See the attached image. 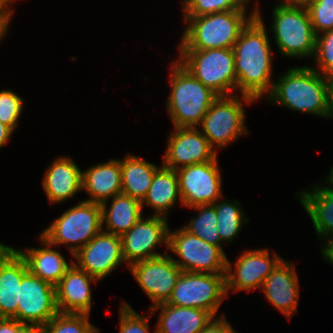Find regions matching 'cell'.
Segmentation results:
<instances>
[{
    "label": "cell",
    "instance_id": "obj_1",
    "mask_svg": "<svg viewBox=\"0 0 333 333\" xmlns=\"http://www.w3.org/2000/svg\"><path fill=\"white\" fill-rule=\"evenodd\" d=\"M256 5L255 16L242 29L233 47L237 88L241 95L255 101L268 95L273 87L271 41Z\"/></svg>",
    "mask_w": 333,
    "mask_h": 333
},
{
    "label": "cell",
    "instance_id": "obj_2",
    "mask_svg": "<svg viewBox=\"0 0 333 333\" xmlns=\"http://www.w3.org/2000/svg\"><path fill=\"white\" fill-rule=\"evenodd\" d=\"M266 97L270 103L294 111L325 118L329 115L326 76L310 66L289 68L273 82Z\"/></svg>",
    "mask_w": 333,
    "mask_h": 333
},
{
    "label": "cell",
    "instance_id": "obj_3",
    "mask_svg": "<svg viewBox=\"0 0 333 333\" xmlns=\"http://www.w3.org/2000/svg\"><path fill=\"white\" fill-rule=\"evenodd\" d=\"M246 10H232L198 17H184L188 23L179 50H208L232 48L242 29L255 16V9L247 18Z\"/></svg>",
    "mask_w": 333,
    "mask_h": 333
},
{
    "label": "cell",
    "instance_id": "obj_4",
    "mask_svg": "<svg viewBox=\"0 0 333 333\" xmlns=\"http://www.w3.org/2000/svg\"><path fill=\"white\" fill-rule=\"evenodd\" d=\"M171 93L167 97V111L172 125L198 127L218 95L196 79L179 61L172 64Z\"/></svg>",
    "mask_w": 333,
    "mask_h": 333
},
{
    "label": "cell",
    "instance_id": "obj_5",
    "mask_svg": "<svg viewBox=\"0 0 333 333\" xmlns=\"http://www.w3.org/2000/svg\"><path fill=\"white\" fill-rule=\"evenodd\" d=\"M272 31L278 50L286 57H314L316 37L306 5L277 4Z\"/></svg>",
    "mask_w": 333,
    "mask_h": 333
},
{
    "label": "cell",
    "instance_id": "obj_6",
    "mask_svg": "<svg viewBox=\"0 0 333 333\" xmlns=\"http://www.w3.org/2000/svg\"><path fill=\"white\" fill-rule=\"evenodd\" d=\"M102 227L101 205L83 200L62 213L40 235L53 246L67 244L70 254L74 255L101 232Z\"/></svg>",
    "mask_w": 333,
    "mask_h": 333
},
{
    "label": "cell",
    "instance_id": "obj_7",
    "mask_svg": "<svg viewBox=\"0 0 333 333\" xmlns=\"http://www.w3.org/2000/svg\"><path fill=\"white\" fill-rule=\"evenodd\" d=\"M177 59L196 79L218 96L234 95L237 78L232 48L179 50Z\"/></svg>",
    "mask_w": 333,
    "mask_h": 333
},
{
    "label": "cell",
    "instance_id": "obj_8",
    "mask_svg": "<svg viewBox=\"0 0 333 333\" xmlns=\"http://www.w3.org/2000/svg\"><path fill=\"white\" fill-rule=\"evenodd\" d=\"M241 96L243 102L237 95L218 96L198 125L213 148H224L239 136L249 133L244 124L246 111L243 103L250 104L255 100Z\"/></svg>",
    "mask_w": 333,
    "mask_h": 333
},
{
    "label": "cell",
    "instance_id": "obj_9",
    "mask_svg": "<svg viewBox=\"0 0 333 333\" xmlns=\"http://www.w3.org/2000/svg\"><path fill=\"white\" fill-rule=\"evenodd\" d=\"M180 260L173 259L184 272L225 274L227 257L220 247L190 234L183 227L168 232V247Z\"/></svg>",
    "mask_w": 333,
    "mask_h": 333
},
{
    "label": "cell",
    "instance_id": "obj_10",
    "mask_svg": "<svg viewBox=\"0 0 333 333\" xmlns=\"http://www.w3.org/2000/svg\"><path fill=\"white\" fill-rule=\"evenodd\" d=\"M226 296L225 274L182 271L166 303L203 309L215 317Z\"/></svg>",
    "mask_w": 333,
    "mask_h": 333
},
{
    "label": "cell",
    "instance_id": "obj_11",
    "mask_svg": "<svg viewBox=\"0 0 333 333\" xmlns=\"http://www.w3.org/2000/svg\"><path fill=\"white\" fill-rule=\"evenodd\" d=\"M176 173L183 206L191 209L214 204L222 197V178L217 159L177 169Z\"/></svg>",
    "mask_w": 333,
    "mask_h": 333
},
{
    "label": "cell",
    "instance_id": "obj_12",
    "mask_svg": "<svg viewBox=\"0 0 333 333\" xmlns=\"http://www.w3.org/2000/svg\"><path fill=\"white\" fill-rule=\"evenodd\" d=\"M58 313L55 286L28 271L19 286L17 320L42 327Z\"/></svg>",
    "mask_w": 333,
    "mask_h": 333
},
{
    "label": "cell",
    "instance_id": "obj_13",
    "mask_svg": "<svg viewBox=\"0 0 333 333\" xmlns=\"http://www.w3.org/2000/svg\"><path fill=\"white\" fill-rule=\"evenodd\" d=\"M167 217L150 215L147 219L141 217L127 232L122 234V253L127 267L133 263L161 256L155 252L158 244L168 247V221Z\"/></svg>",
    "mask_w": 333,
    "mask_h": 333
},
{
    "label": "cell",
    "instance_id": "obj_14",
    "mask_svg": "<svg viewBox=\"0 0 333 333\" xmlns=\"http://www.w3.org/2000/svg\"><path fill=\"white\" fill-rule=\"evenodd\" d=\"M171 254L133 263L128 268L155 306L170 298L182 270L175 264Z\"/></svg>",
    "mask_w": 333,
    "mask_h": 333
},
{
    "label": "cell",
    "instance_id": "obj_15",
    "mask_svg": "<svg viewBox=\"0 0 333 333\" xmlns=\"http://www.w3.org/2000/svg\"><path fill=\"white\" fill-rule=\"evenodd\" d=\"M168 137L163 166L177 170L193 164L217 159V150L210 145L198 127L174 128Z\"/></svg>",
    "mask_w": 333,
    "mask_h": 333
},
{
    "label": "cell",
    "instance_id": "obj_16",
    "mask_svg": "<svg viewBox=\"0 0 333 333\" xmlns=\"http://www.w3.org/2000/svg\"><path fill=\"white\" fill-rule=\"evenodd\" d=\"M283 259L274 254L271 258L269 249H256L244 251L235 263L233 270L227 259L225 282L226 292L246 291L261 288L268 275L277 267Z\"/></svg>",
    "mask_w": 333,
    "mask_h": 333
},
{
    "label": "cell",
    "instance_id": "obj_17",
    "mask_svg": "<svg viewBox=\"0 0 333 333\" xmlns=\"http://www.w3.org/2000/svg\"><path fill=\"white\" fill-rule=\"evenodd\" d=\"M73 263L98 280L104 279L116 267L124 263L121 237L116 234L99 232L74 255Z\"/></svg>",
    "mask_w": 333,
    "mask_h": 333
},
{
    "label": "cell",
    "instance_id": "obj_18",
    "mask_svg": "<svg viewBox=\"0 0 333 333\" xmlns=\"http://www.w3.org/2000/svg\"><path fill=\"white\" fill-rule=\"evenodd\" d=\"M27 272L26 261L19 252L0 243V318L17 320L19 286Z\"/></svg>",
    "mask_w": 333,
    "mask_h": 333
},
{
    "label": "cell",
    "instance_id": "obj_19",
    "mask_svg": "<svg viewBox=\"0 0 333 333\" xmlns=\"http://www.w3.org/2000/svg\"><path fill=\"white\" fill-rule=\"evenodd\" d=\"M98 281L74 263L55 285L56 304L61 313L90 314L91 289L90 283Z\"/></svg>",
    "mask_w": 333,
    "mask_h": 333
},
{
    "label": "cell",
    "instance_id": "obj_20",
    "mask_svg": "<svg viewBox=\"0 0 333 333\" xmlns=\"http://www.w3.org/2000/svg\"><path fill=\"white\" fill-rule=\"evenodd\" d=\"M293 262L282 260L261 287L266 299L287 319L297 310L299 285Z\"/></svg>",
    "mask_w": 333,
    "mask_h": 333
},
{
    "label": "cell",
    "instance_id": "obj_21",
    "mask_svg": "<svg viewBox=\"0 0 333 333\" xmlns=\"http://www.w3.org/2000/svg\"><path fill=\"white\" fill-rule=\"evenodd\" d=\"M42 186L51 203H63L82 190V171L72 158L58 157L47 167Z\"/></svg>",
    "mask_w": 333,
    "mask_h": 333
},
{
    "label": "cell",
    "instance_id": "obj_22",
    "mask_svg": "<svg viewBox=\"0 0 333 333\" xmlns=\"http://www.w3.org/2000/svg\"><path fill=\"white\" fill-rule=\"evenodd\" d=\"M160 309L156 333H200L214 316L203 309L161 303L149 308L150 315Z\"/></svg>",
    "mask_w": 333,
    "mask_h": 333
},
{
    "label": "cell",
    "instance_id": "obj_23",
    "mask_svg": "<svg viewBox=\"0 0 333 333\" xmlns=\"http://www.w3.org/2000/svg\"><path fill=\"white\" fill-rule=\"evenodd\" d=\"M82 190L89 195V199L85 201L100 205L121 194V160L110 159L82 171Z\"/></svg>",
    "mask_w": 333,
    "mask_h": 333
},
{
    "label": "cell",
    "instance_id": "obj_24",
    "mask_svg": "<svg viewBox=\"0 0 333 333\" xmlns=\"http://www.w3.org/2000/svg\"><path fill=\"white\" fill-rule=\"evenodd\" d=\"M41 248L16 249L26 261L28 271L52 285H56L65 275L67 269L72 265L65 260L60 251L51 249L53 246L40 235Z\"/></svg>",
    "mask_w": 333,
    "mask_h": 333
},
{
    "label": "cell",
    "instance_id": "obj_25",
    "mask_svg": "<svg viewBox=\"0 0 333 333\" xmlns=\"http://www.w3.org/2000/svg\"><path fill=\"white\" fill-rule=\"evenodd\" d=\"M317 186L313 191L300 193V204L310 216L320 240L333 236V185ZM331 235V236H330Z\"/></svg>",
    "mask_w": 333,
    "mask_h": 333
},
{
    "label": "cell",
    "instance_id": "obj_26",
    "mask_svg": "<svg viewBox=\"0 0 333 333\" xmlns=\"http://www.w3.org/2000/svg\"><path fill=\"white\" fill-rule=\"evenodd\" d=\"M102 230L121 236L129 231L142 217L141 201L126 194L114 196L110 207L107 209V201L101 204ZM106 222V223H105Z\"/></svg>",
    "mask_w": 333,
    "mask_h": 333
},
{
    "label": "cell",
    "instance_id": "obj_27",
    "mask_svg": "<svg viewBox=\"0 0 333 333\" xmlns=\"http://www.w3.org/2000/svg\"><path fill=\"white\" fill-rule=\"evenodd\" d=\"M177 198L182 204L176 170L162 165L156 171L148 193L141 202L142 208L144 205L150 206L155 210L154 215L167 217L166 213L175 205Z\"/></svg>",
    "mask_w": 333,
    "mask_h": 333
},
{
    "label": "cell",
    "instance_id": "obj_28",
    "mask_svg": "<svg viewBox=\"0 0 333 333\" xmlns=\"http://www.w3.org/2000/svg\"><path fill=\"white\" fill-rule=\"evenodd\" d=\"M160 167L128 154L121 160L122 193L143 201Z\"/></svg>",
    "mask_w": 333,
    "mask_h": 333
},
{
    "label": "cell",
    "instance_id": "obj_29",
    "mask_svg": "<svg viewBox=\"0 0 333 333\" xmlns=\"http://www.w3.org/2000/svg\"><path fill=\"white\" fill-rule=\"evenodd\" d=\"M221 201V202H220ZM217 216V229L222 243L231 242L237 237L242 224L249 221L241 210V203L218 199L214 204Z\"/></svg>",
    "mask_w": 333,
    "mask_h": 333
},
{
    "label": "cell",
    "instance_id": "obj_30",
    "mask_svg": "<svg viewBox=\"0 0 333 333\" xmlns=\"http://www.w3.org/2000/svg\"><path fill=\"white\" fill-rule=\"evenodd\" d=\"M192 209H196L199 214L190 220L188 225L183 226V228L190 234L223 250L221 247L223 243L217 229L215 206L213 204H206L192 207Z\"/></svg>",
    "mask_w": 333,
    "mask_h": 333
},
{
    "label": "cell",
    "instance_id": "obj_31",
    "mask_svg": "<svg viewBox=\"0 0 333 333\" xmlns=\"http://www.w3.org/2000/svg\"><path fill=\"white\" fill-rule=\"evenodd\" d=\"M42 333H99L88 314L61 313L42 326Z\"/></svg>",
    "mask_w": 333,
    "mask_h": 333
},
{
    "label": "cell",
    "instance_id": "obj_32",
    "mask_svg": "<svg viewBox=\"0 0 333 333\" xmlns=\"http://www.w3.org/2000/svg\"><path fill=\"white\" fill-rule=\"evenodd\" d=\"M251 0H183V17H198L202 15L246 10Z\"/></svg>",
    "mask_w": 333,
    "mask_h": 333
},
{
    "label": "cell",
    "instance_id": "obj_33",
    "mask_svg": "<svg viewBox=\"0 0 333 333\" xmlns=\"http://www.w3.org/2000/svg\"><path fill=\"white\" fill-rule=\"evenodd\" d=\"M306 7L316 35L333 29V0H311Z\"/></svg>",
    "mask_w": 333,
    "mask_h": 333
},
{
    "label": "cell",
    "instance_id": "obj_34",
    "mask_svg": "<svg viewBox=\"0 0 333 333\" xmlns=\"http://www.w3.org/2000/svg\"><path fill=\"white\" fill-rule=\"evenodd\" d=\"M23 98L11 90H0V122L13 130L19 124L23 109Z\"/></svg>",
    "mask_w": 333,
    "mask_h": 333
},
{
    "label": "cell",
    "instance_id": "obj_35",
    "mask_svg": "<svg viewBox=\"0 0 333 333\" xmlns=\"http://www.w3.org/2000/svg\"><path fill=\"white\" fill-rule=\"evenodd\" d=\"M314 58L317 72L325 76L333 74V29L317 35Z\"/></svg>",
    "mask_w": 333,
    "mask_h": 333
},
{
    "label": "cell",
    "instance_id": "obj_36",
    "mask_svg": "<svg viewBox=\"0 0 333 333\" xmlns=\"http://www.w3.org/2000/svg\"><path fill=\"white\" fill-rule=\"evenodd\" d=\"M119 311V333H150L148 315L146 317L139 315L124 301ZM154 333H156V330H154Z\"/></svg>",
    "mask_w": 333,
    "mask_h": 333
},
{
    "label": "cell",
    "instance_id": "obj_37",
    "mask_svg": "<svg viewBox=\"0 0 333 333\" xmlns=\"http://www.w3.org/2000/svg\"><path fill=\"white\" fill-rule=\"evenodd\" d=\"M220 318L212 319L211 322L200 333H238L230 323L226 320V316L221 315Z\"/></svg>",
    "mask_w": 333,
    "mask_h": 333
},
{
    "label": "cell",
    "instance_id": "obj_38",
    "mask_svg": "<svg viewBox=\"0 0 333 333\" xmlns=\"http://www.w3.org/2000/svg\"><path fill=\"white\" fill-rule=\"evenodd\" d=\"M22 325L14 318H0V333H16Z\"/></svg>",
    "mask_w": 333,
    "mask_h": 333
},
{
    "label": "cell",
    "instance_id": "obj_39",
    "mask_svg": "<svg viewBox=\"0 0 333 333\" xmlns=\"http://www.w3.org/2000/svg\"><path fill=\"white\" fill-rule=\"evenodd\" d=\"M329 118H333V74L326 76Z\"/></svg>",
    "mask_w": 333,
    "mask_h": 333
},
{
    "label": "cell",
    "instance_id": "obj_40",
    "mask_svg": "<svg viewBox=\"0 0 333 333\" xmlns=\"http://www.w3.org/2000/svg\"><path fill=\"white\" fill-rule=\"evenodd\" d=\"M14 130L4 123L0 122V149L8 143Z\"/></svg>",
    "mask_w": 333,
    "mask_h": 333
},
{
    "label": "cell",
    "instance_id": "obj_41",
    "mask_svg": "<svg viewBox=\"0 0 333 333\" xmlns=\"http://www.w3.org/2000/svg\"><path fill=\"white\" fill-rule=\"evenodd\" d=\"M324 248L321 249L324 260H328L333 265V236L326 239Z\"/></svg>",
    "mask_w": 333,
    "mask_h": 333
},
{
    "label": "cell",
    "instance_id": "obj_42",
    "mask_svg": "<svg viewBox=\"0 0 333 333\" xmlns=\"http://www.w3.org/2000/svg\"><path fill=\"white\" fill-rule=\"evenodd\" d=\"M16 333H42V327L35 324H23Z\"/></svg>",
    "mask_w": 333,
    "mask_h": 333
},
{
    "label": "cell",
    "instance_id": "obj_43",
    "mask_svg": "<svg viewBox=\"0 0 333 333\" xmlns=\"http://www.w3.org/2000/svg\"><path fill=\"white\" fill-rule=\"evenodd\" d=\"M11 18L12 17H0V40H2L6 34Z\"/></svg>",
    "mask_w": 333,
    "mask_h": 333
},
{
    "label": "cell",
    "instance_id": "obj_44",
    "mask_svg": "<svg viewBox=\"0 0 333 333\" xmlns=\"http://www.w3.org/2000/svg\"><path fill=\"white\" fill-rule=\"evenodd\" d=\"M13 11L3 0H0V17H12Z\"/></svg>",
    "mask_w": 333,
    "mask_h": 333
},
{
    "label": "cell",
    "instance_id": "obj_45",
    "mask_svg": "<svg viewBox=\"0 0 333 333\" xmlns=\"http://www.w3.org/2000/svg\"><path fill=\"white\" fill-rule=\"evenodd\" d=\"M311 0H283V2H279V4L283 5H306Z\"/></svg>",
    "mask_w": 333,
    "mask_h": 333
},
{
    "label": "cell",
    "instance_id": "obj_46",
    "mask_svg": "<svg viewBox=\"0 0 333 333\" xmlns=\"http://www.w3.org/2000/svg\"><path fill=\"white\" fill-rule=\"evenodd\" d=\"M326 181H327L326 183L330 182V183H332V185H333V168H332V167H331L330 174H329V176L327 177V180H326Z\"/></svg>",
    "mask_w": 333,
    "mask_h": 333
},
{
    "label": "cell",
    "instance_id": "obj_47",
    "mask_svg": "<svg viewBox=\"0 0 333 333\" xmlns=\"http://www.w3.org/2000/svg\"><path fill=\"white\" fill-rule=\"evenodd\" d=\"M8 6L16 0H3Z\"/></svg>",
    "mask_w": 333,
    "mask_h": 333
}]
</instances>
